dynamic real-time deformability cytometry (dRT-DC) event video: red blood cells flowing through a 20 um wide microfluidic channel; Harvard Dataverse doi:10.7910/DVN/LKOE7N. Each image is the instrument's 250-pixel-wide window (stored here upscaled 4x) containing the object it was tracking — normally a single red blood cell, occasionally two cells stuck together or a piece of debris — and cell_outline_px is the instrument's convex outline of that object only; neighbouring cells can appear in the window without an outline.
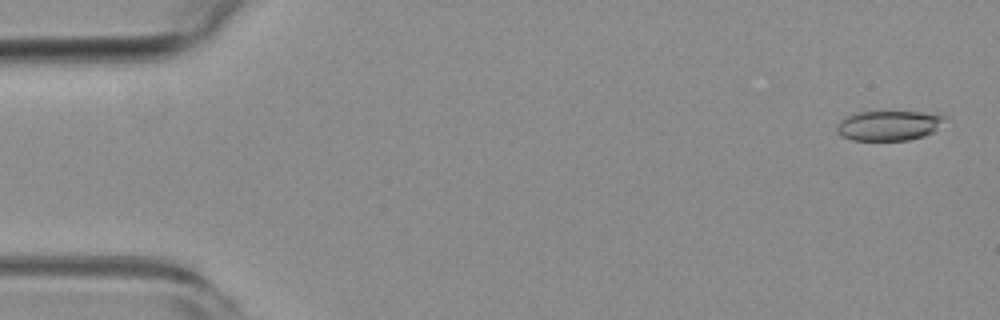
{"species": "common noctule bat (a hibernating species)", "species_latin": "Nyctalus noctula", "temperature_condition": "room temperature", "stored_images_in_passage": 53, "camera_frame_rate_fps": 3000, "um_per_image_px": 0.085, "animal": {"sex": "female", "body_mass_g": 19.3, "forearm_length_mm": 54.1}, "frame": {"image": 1, "passage_image": 2, "time_ms": 0.333, "image_size_px": [1000, 320], "cell_outline_px": [[944, 120], [932, 132], [924, 136], [908, 140], [852, 140], [840, 136], [836, 132], [836, 124], [840, 120], [856, 112], [940, 112], [944, 116]], "centroid_in_image_um": [75.52, 10.66], "position_along_channel_um": 9.5, "area_um2": 18.9}}
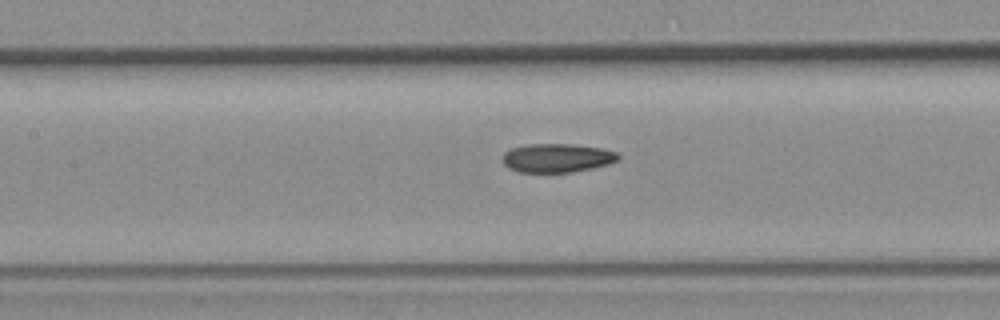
{"frame": {"image": 2, "passage_image": 24, "time_ms": 7.667, "image_size_px": [1000, 320], "cell_outline_px": [[620, 160], [608, 164], [592, 168], [572, 172], [516, 172], [508, 168], [504, 164], [504, 152], [512, 148], [528, 144], [572, 144], [604, 148], [620, 152]], "centroid_in_image_um": [47.41, 13.42], "position_along_channel_um": 160.0, "area_um2": 19.59}}
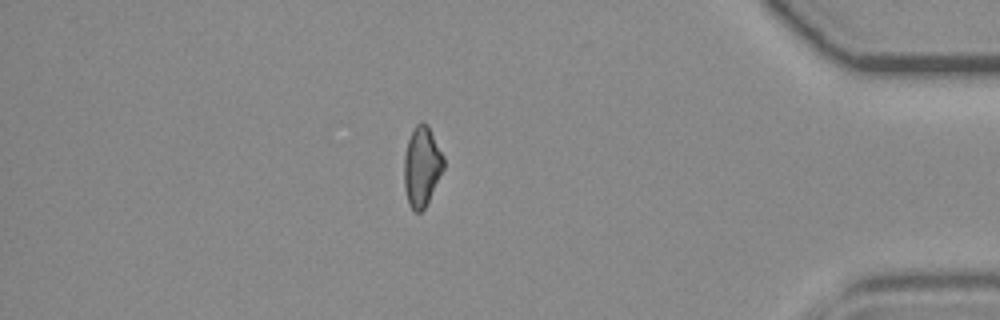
{"frame": {"image": 3, "passage_image": 46, "time_ms": 15.0, "image_size_px": [1000, 320], "cell_outline_px": [[444, 168], [424, 208], [420, 212], [416, 212], [408, 204], [404, 188], [404, 156], [408, 140], [412, 128], [420, 120], [424, 120], [428, 124], [444, 156]], "centroid_in_image_um": [35.84, 14.08], "position_along_channel_um": 399.4, "area_um2": 18.55}, "authors_computed_cell_mechanics": {"area_um2": 19.5942, "velocity_mm_per_s": 3.832, "shape_relaxation_time_tau1_ms": null, "shape_relaxation_time_tau2_ms": 3.6326, "deformation_change_tau1": null, "deformation_change_tau2": 0.1039}}